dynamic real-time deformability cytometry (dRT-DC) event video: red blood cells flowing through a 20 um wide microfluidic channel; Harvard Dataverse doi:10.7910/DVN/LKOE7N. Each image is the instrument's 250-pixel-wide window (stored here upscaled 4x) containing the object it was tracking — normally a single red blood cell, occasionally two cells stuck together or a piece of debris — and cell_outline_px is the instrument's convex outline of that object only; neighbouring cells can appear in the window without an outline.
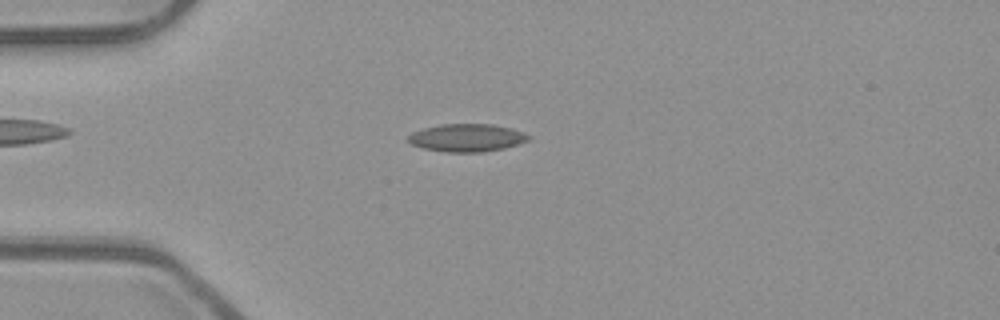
{"species": "common noctule bat (a hibernating species)", "species_latin": "Nyctalus noctula", "temperature_condition": "room temperature", "stored_images_in_passage": 51, "camera_frame_rate_fps": 3000, "um_per_image_px": 0.085, "animal": {"sex": "male", "body_mass_g": 23.1, "forearm_length_mm": 52.7}, "frame": {"image": 1, "passage_image": 13, "time_ms": 4.0, "image_size_px": [1000, 320], "cell_outline_px": [[532, 136], [528, 140], [504, 148], [480, 152], [448, 152], [424, 148], [412, 144], [408, 140], [408, 136], [412, 132], [424, 128], [440, 124], [492, 124], [512, 128], [524, 132]], "centroid_in_image_um": [39.7, 11.7], "position_along_channel_um": 45.3, "area_um2": 19.36}}
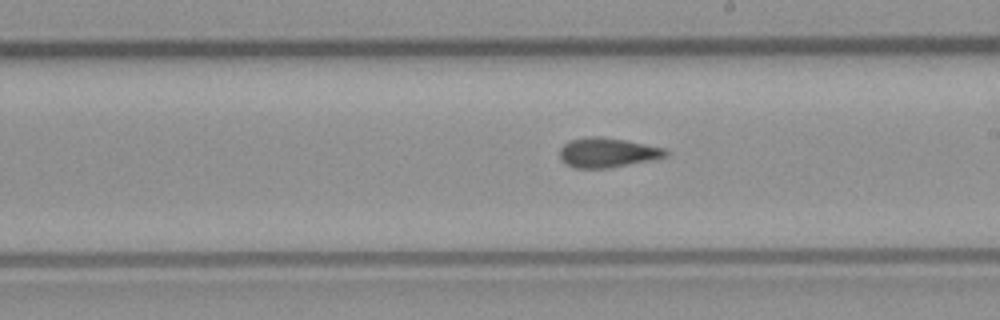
{"frame": {"image": 2, "passage_image": 29, "time_ms": 9.333, "image_size_px": [1000, 320], "cell_outline_px": [[668, 156], [608, 168], [576, 168], [568, 164], [560, 156], [560, 148], [564, 144], [572, 140], [588, 136], [600, 136], [624, 140], [664, 148], [668, 152]], "centroid_in_image_um": [51.62, 12.96], "position_along_channel_um": 237.4, "area_um2": 17.86}}
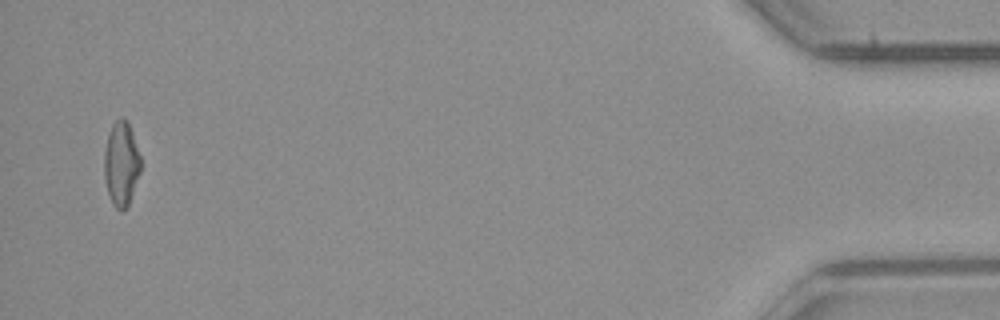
{"frame": {"image": 3, "passage_image": 50, "time_ms": 16.333, "image_size_px": [1000, 320], "cell_outline_px": [[140, 172], [128, 204], [120, 212], [112, 204], [108, 192], [104, 176], [104, 152], [108, 132], [112, 124], [120, 116], [124, 116], [132, 132], [140, 156]], "centroid_in_image_um": [10.29, 13.88], "position_along_channel_um": 424.9, "area_um2": 17.8}, "authors_computed_cell_mechanics": {"area_um2": 18.0336, "velocity_mm_per_s": 3.9511, "shape_relaxation_time_tau1_ms": null, "shape_relaxation_time_tau2_ms": 2.4204, "deformation_change_tau1": null, "deformation_change_tau2": 0.1099}}